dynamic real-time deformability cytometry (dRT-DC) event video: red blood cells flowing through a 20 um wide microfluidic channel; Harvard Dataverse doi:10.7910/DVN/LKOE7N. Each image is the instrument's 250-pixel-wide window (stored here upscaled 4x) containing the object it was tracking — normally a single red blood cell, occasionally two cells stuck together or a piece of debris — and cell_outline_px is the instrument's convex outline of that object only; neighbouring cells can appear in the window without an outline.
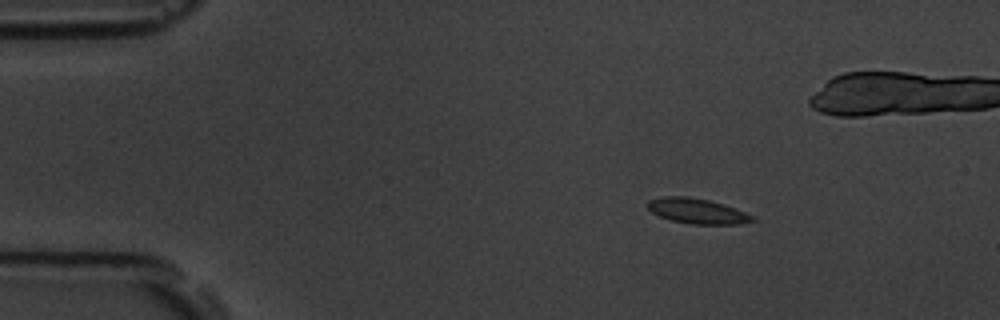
{"species": "common noctule bat (a hibernating species)", "species_latin": "Nyctalus noctula", "temperature_condition": "room temperature", "stored_images_in_passage": 48, "camera_frame_rate_fps": 3000, "um_per_image_px": 0.085, "animal": {"sex": "male", "body_mass_g": 19.5, "forearm_length_mm": 54.6}, "frame": {"image": 1, "passage_image": 1, "time_ms": 0.0, "image_size_px": [1000, 320], "cell_outline_px": [[756, 220], [740, 224], [692, 224], [672, 220], [660, 216], [652, 212], [648, 208], [648, 200], [660, 196], [688, 196], [708, 200], [724, 204], [756, 216]], "centroid_in_image_um": [59.29, 17.93], "position_along_channel_um": 25.7, "area_um2": 15.43}}
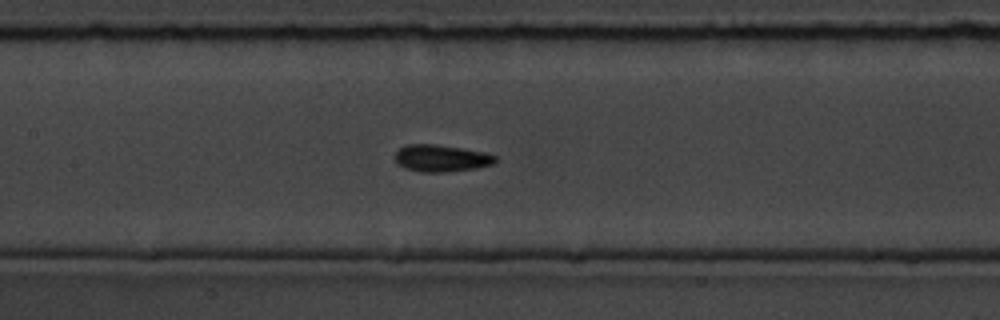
{"frame": {"image": 2, "passage_image": 18, "time_ms": 5.667, "image_size_px": [1000, 320], "cell_outline_px": [[500, 160], [496, 164], [476, 168], [444, 172], [420, 172], [404, 168], [396, 164], [396, 152], [400, 148], [408, 144], [436, 144], [484, 152], [496, 156]], "centroid_in_image_um": [37.54, 13.46], "position_along_channel_um": 169.9, "area_um2": 15.9}}
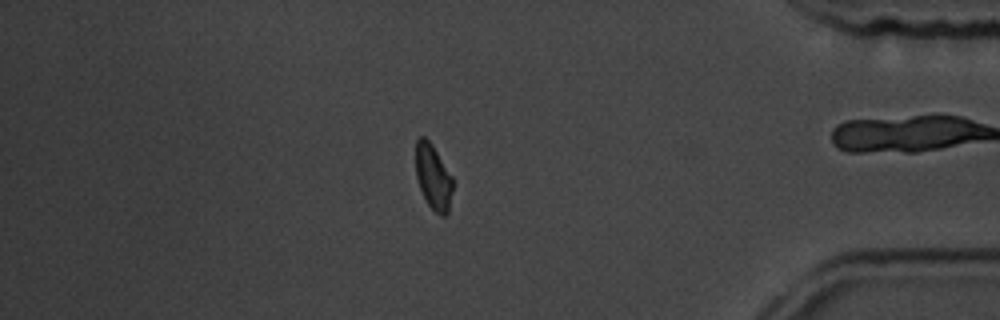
{"frame": {"image": 3, "passage_image": 39, "time_ms": 12.667, "image_size_px": [1000, 320], "cell_outline_px": [[452, 188], [448, 212], [444, 216], [440, 216], [428, 204], [420, 188], [416, 176], [416, 140], [420, 136], [424, 136], [432, 144], [452, 176]], "centroid_in_image_um": [36.81, 15.02], "position_along_channel_um": 398.4, "area_um2": 13.87}, "authors_computed_cell_mechanics": {"area_um2": 14.8257, "velocity_mm_per_s": 3.7689, "shape_relaxation_time_tau1_ms": 1.7907, "shape_relaxation_time_tau2_ms": 4.4903, "deformation_change_tau1": 0.0673, "deformation_change_tau2": 0.0981}}